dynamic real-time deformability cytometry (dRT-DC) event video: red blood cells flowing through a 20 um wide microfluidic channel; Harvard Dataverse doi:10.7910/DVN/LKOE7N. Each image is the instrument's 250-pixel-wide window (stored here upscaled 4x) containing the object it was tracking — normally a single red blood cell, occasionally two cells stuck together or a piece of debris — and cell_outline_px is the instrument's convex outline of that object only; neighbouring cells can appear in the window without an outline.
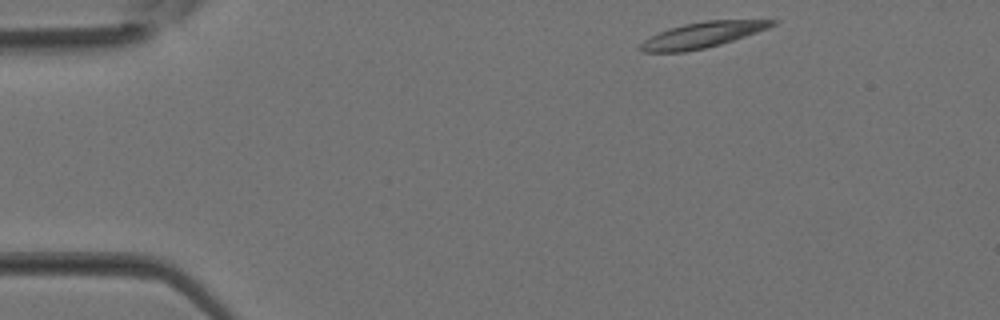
{"species": "Egyptian fruit bat (a non-hibernating species)", "species_latin": "Rousettus aegyptiacus", "temperature_condition": "room temperature", "stored_images_in_passage": 32, "camera_frame_rate_fps": 3000, "um_per_image_px": 0.085, "animal": {"sex": "female"}, "frame": {"image": 1, "passage_image": 1, "time_ms": 0.0, "image_size_px": [1000, 320], "cell_outline_px": [[780, 20], [776, 24], [768, 28], [720, 44], [704, 48], [684, 52], [644, 52], [640, 48], [640, 44], [644, 40], [668, 28], [684, 24], [708, 20]], "centroid_in_image_um": [59.7, 2.96], "position_along_channel_um": 25.3, "area_um2": 19.31}}
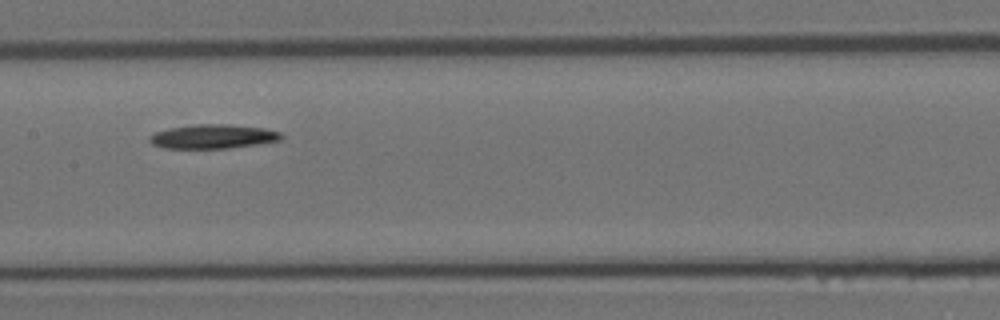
{"frame": {"image": 2, "passage_image": 14, "time_ms": 4.333, "image_size_px": [1000, 320], "cell_outline_px": [[284, 136], [280, 140], [260, 144], [228, 148], [164, 148], [152, 144], [148, 140], [148, 136], [156, 132], [168, 128], [196, 124], [228, 124], [264, 128], [280, 132]], "centroid_in_image_um": [18.1, 11.6], "position_along_channel_um": 189.3, "area_um2": 18.61}}
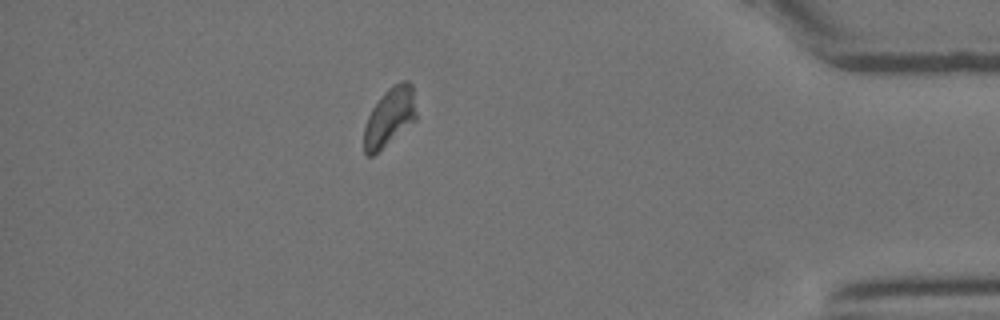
{"frame": {"image": 3, "passage_image": 28, "time_ms": 9.0, "image_size_px": [1000, 320], "cell_outline_px": [[416, 120], [372, 156], [368, 156], [364, 152], [364, 128], [368, 116], [372, 108], [380, 96], [392, 84], [404, 80], [408, 80], [412, 84], [416, 112]], "centroid_in_image_um": [33.11, 9.91], "position_along_channel_um": 402.1, "area_um2": 17.74}}